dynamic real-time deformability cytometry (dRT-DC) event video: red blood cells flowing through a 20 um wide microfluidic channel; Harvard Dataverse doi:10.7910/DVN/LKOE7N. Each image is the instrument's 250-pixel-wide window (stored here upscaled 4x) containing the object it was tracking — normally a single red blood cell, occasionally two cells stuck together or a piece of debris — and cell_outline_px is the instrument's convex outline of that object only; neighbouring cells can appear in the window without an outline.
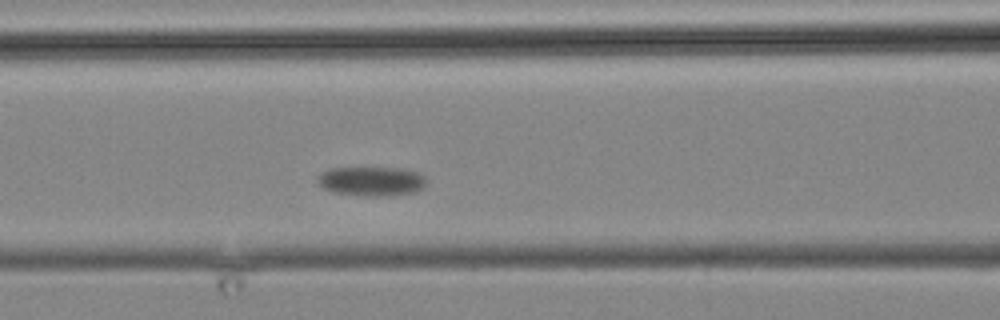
{"species": "common noctule bat (a hibernating species)", "species_latin": "Nyctalus noctula", "temperature_condition": "cold", "stored_images_in_passage": 9, "segment_of_instrument_passage": [1, 2], "camera_frame_rate_fps": 3000, "um_per_image_px": 0.085, "animal": {"sex": "male", "body_mass_g": 19.2, "forearm_length_mm": 51.8}, "frame": {"image": 1, "passage_image": 8, "time_ms": 8.0, "image_size_px": [1000, 320], "cell_outline_px": [[424, 184], [420, 188], [412, 192], [388, 196], [364, 196], [332, 192], [324, 188], [316, 180], [320, 172], [328, 168], [400, 168], [416, 172], [424, 176]], "centroid_in_image_um": [31.5, 15.4], "position_along_channel_um": 135.1, "area_um2": 18.44}}